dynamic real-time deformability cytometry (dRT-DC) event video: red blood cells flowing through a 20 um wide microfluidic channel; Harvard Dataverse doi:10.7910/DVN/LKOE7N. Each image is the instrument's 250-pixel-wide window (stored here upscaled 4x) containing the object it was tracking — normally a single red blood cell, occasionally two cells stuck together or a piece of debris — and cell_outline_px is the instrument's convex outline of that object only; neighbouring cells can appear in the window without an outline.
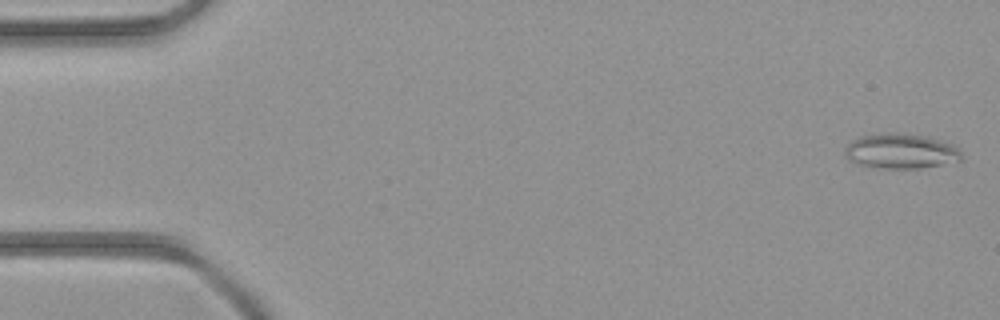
{"species": "common noctule bat (a hibernating species)", "species_latin": "Nyctalus noctula", "temperature_condition": "room temperature", "stored_images_in_passage": 5, "camera_frame_rate_fps": 3000, "um_per_image_px": 0.085, "animal": {"sex": "female", "body_mass_g": 21.9}, "frame": {"image": 1, "passage_image": 1, "time_ms": 0.0, "image_size_px": [1000, 320], "cell_outline_px": [[960, 160], [920, 168], [884, 168], [860, 164], [848, 160], [844, 156], [844, 148], [852, 140], [860, 136], [884, 132], [896, 132], [928, 136], [952, 144], [960, 152]], "centroid_in_image_um": [76.51, 12.82], "position_along_channel_um": 8.5, "area_um2": 23.7}}
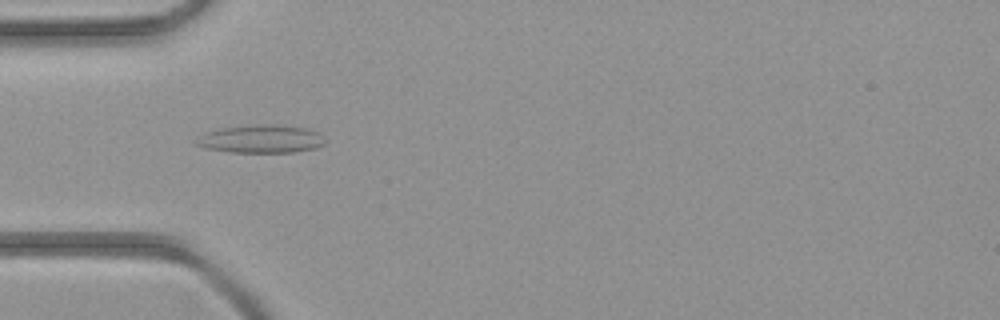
{"frame": {"image": 2, "passage_image": 5, "time_ms": 4.333, "image_size_px": [1000, 320], "cell_outline_px": [[328, 140], [324, 144], [316, 148], [292, 152], [232, 152], [204, 148], [196, 144], [192, 140], [208, 132], [224, 128], [256, 124], [280, 124], [308, 128], [320, 132]], "centroid_in_image_um": [22.26, 11.8], "position_along_channel_um": 62.7, "area_um2": 21.33}}